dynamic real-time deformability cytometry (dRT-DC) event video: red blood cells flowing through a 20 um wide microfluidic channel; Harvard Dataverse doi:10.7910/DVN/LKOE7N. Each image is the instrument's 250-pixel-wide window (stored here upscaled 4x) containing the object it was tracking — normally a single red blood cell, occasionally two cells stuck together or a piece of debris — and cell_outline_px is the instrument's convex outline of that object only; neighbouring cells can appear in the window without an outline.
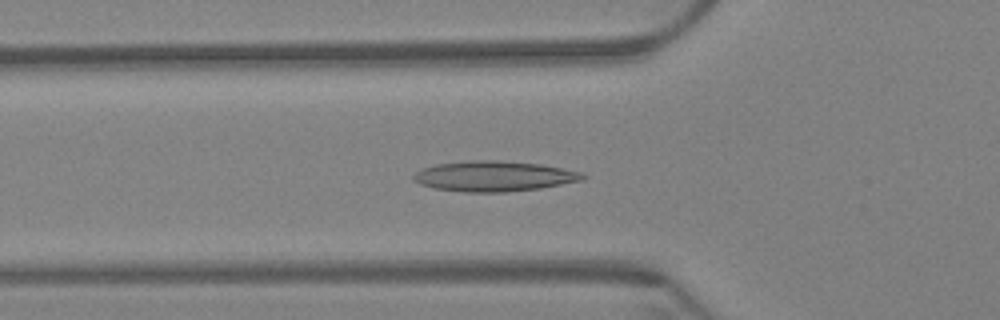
{"species": "Egyptian fruit bat (a non-hibernating species)", "species_latin": "Rousettus aegyptiacus", "temperature_condition": "warm", "stored_images_in_passage": 61, "camera_frame_rate_fps": 3000, "um_per_image_px": 0.085, "animal": {"sex": "female"}, "frame": {"image": 1, "passage_image": 21, "time_ms": 6.667, "image_size_px": [1000, 320], "cell_outline_px": [[588, 176], [584, 180], [540, 188], [508, 192], [464, 192], [436, 188], [420, 184], [412, 180], [412, 176], [420, 168], [436, 164], [468, 160], [496, 160], [540, 164], [584, 172]], "centroid_in_image_um": [42.0, 14.97], "position_along_channel_um": 83.8, "area_um2": 30.17}}
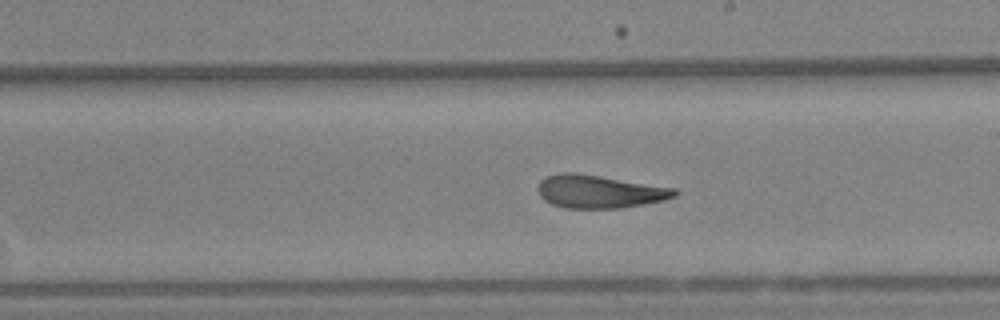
{"frame": {"image": 2, "passage_image": 35, "time_ms": 11.333, "image_size_px": [1000, 320], "cell_outline_px": [[680, 192], [676, 196], [664, 200], [644, 204], [620, 208], [564, 208], [552, 204], [544, 200], [540, 196], [536, 188], [540, 180], [544, 176], [560, 172], [576, 172], [676, 188]], "centroid_in_image_um": [50.92, 16.27], "position_along_channel_um": 238.1, "area_um2": 26.65}}
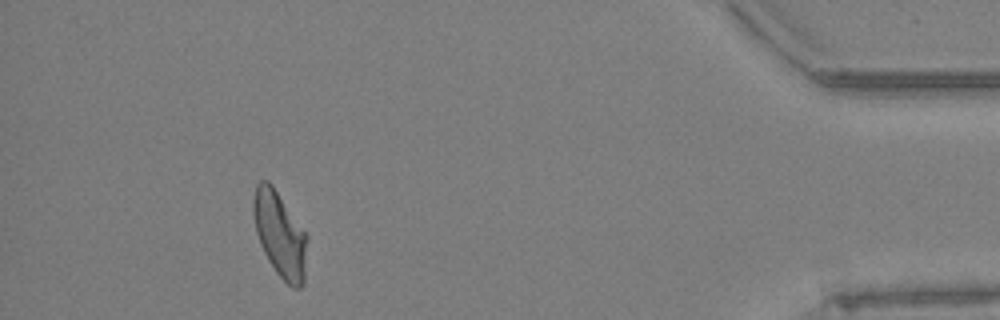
{"frame": {"image": 3, "passage_image": 56, "time_ms": 18.333, "image_size_px": [1000, 320], "cell_outline_px": [[308, 236], [304, 284], [300, 288], [292, 288], [276, 272], [268, 260], [260, 244], [256, 232], [252, 212], [252, 200], [256, 184], [260, 180], [268, 180], [272, 184]], "centroid_in_image_um": [23.78, 19.92], "position_along_channel_um": 411.4, "area_um2": 26.93}, "authors_computed_cell_mechanics": {"area_um2": 26.9348, "velocity_mm_per_s": 3.3099, "shape_relaxation_time_tau1_ms": null, "shape_relaxation_time_tau2_ms": 2.6438, "deformation_change_tau1": null, "deformation_change_tau2": 0.1068}}